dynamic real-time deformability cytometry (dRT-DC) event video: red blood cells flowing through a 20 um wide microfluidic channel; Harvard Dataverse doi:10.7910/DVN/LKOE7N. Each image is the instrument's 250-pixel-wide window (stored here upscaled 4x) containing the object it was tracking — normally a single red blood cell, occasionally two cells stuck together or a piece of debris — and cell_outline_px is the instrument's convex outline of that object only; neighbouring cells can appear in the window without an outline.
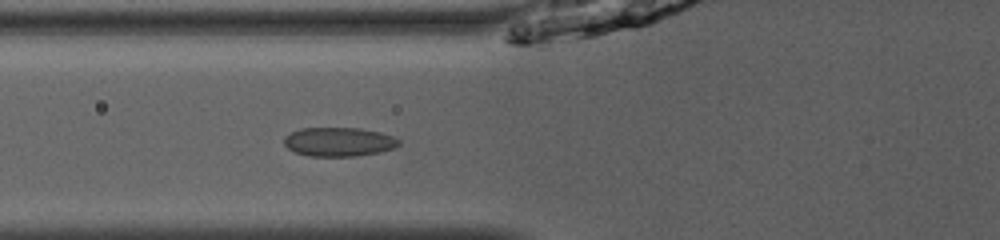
{"species": "common noctule bat (a hibernating species)", "species_latin": "Nyctalus noctula", "temperature_condition": "room temperature", "stored_images_in_passage": 34, "camera_frame_rate_fps": 3000, "um_per_image_px": 0.085, "animal": {"sex": "male", "body_mass_g": 13.0, "forearm_length_mm": 53.1}, "frame": {"image": 1, "passage_image": 4, "time_ms": 1.0, "image_size_px": [1000, 240], "cell_outline_px": [[400, 144], [396, 148], [380, 152], [356, 156], [308, 156], [296, 152], [288, 148], [284, 144], [284, 136], [300, 128], [360, 128], [380, 132], [392, 136], [400, 140]], "centroid_in_image_um": [28.82, 12.06], "position_along_channel_um": 97.0, "area_um2": 19.48}}
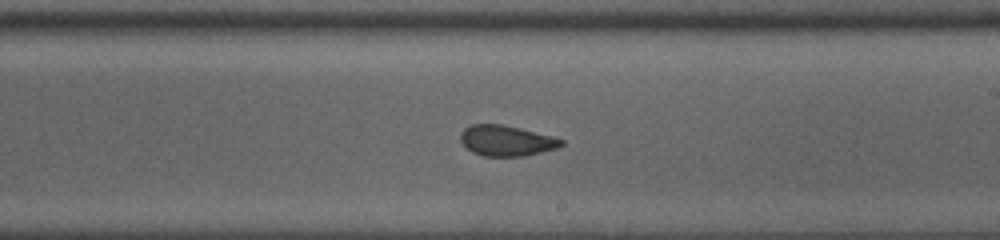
{"frame": {"image": 2, "passage_image": 15, "time_ms": 4.667, "image_size_px": [1000, 240], "cell_outline_px": [[564, 144], [556, 148], [524, 156], [484, 156], [472, 152], [460, 140], [460, 132], [464, 128], [472, 124], [500, 124], [520, 128], [552, 136], [564, 140]], "centroid_in_image_um": [43.03, 11.95], "position_along_channel_um": 246.0, "area_um2": 17.86}}
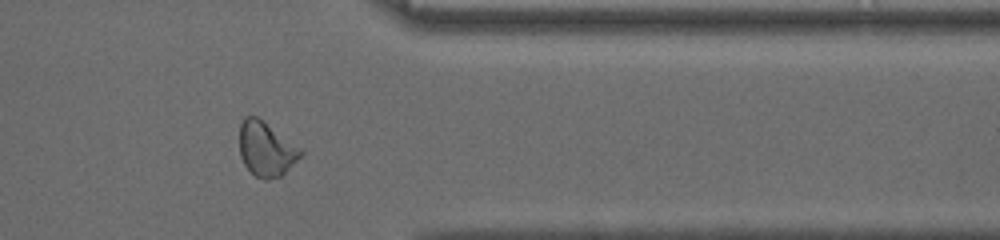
{"frame": {"image": 3, "passage_image": 26, "time_ms": 8.333, "image_size_px": [1000, 240], "cell_outline_px": [[304, 152], [280, 176], [268, 180], [264, 180], [256, 176], [244, 164], [240, 156], [240, 124], [244, 116], [256, 116], [300, 148]], "centroid_in_image_um": [22.58, 12.67], "position_along_channel_um": 388.8, "area_um2": 18.9}, "authors_computed_cell_mechanics": {"area_um2": 18.9295, "velocity_mm_per_s": 4.0406, "shape_relaxation_time_tau1_ms": 8.1535, "shape_relaxation_time_tau2_ms": 1.1015, "deformation_change_tau1": 0.1315, "deformation_change_tau2": 0.0545}}